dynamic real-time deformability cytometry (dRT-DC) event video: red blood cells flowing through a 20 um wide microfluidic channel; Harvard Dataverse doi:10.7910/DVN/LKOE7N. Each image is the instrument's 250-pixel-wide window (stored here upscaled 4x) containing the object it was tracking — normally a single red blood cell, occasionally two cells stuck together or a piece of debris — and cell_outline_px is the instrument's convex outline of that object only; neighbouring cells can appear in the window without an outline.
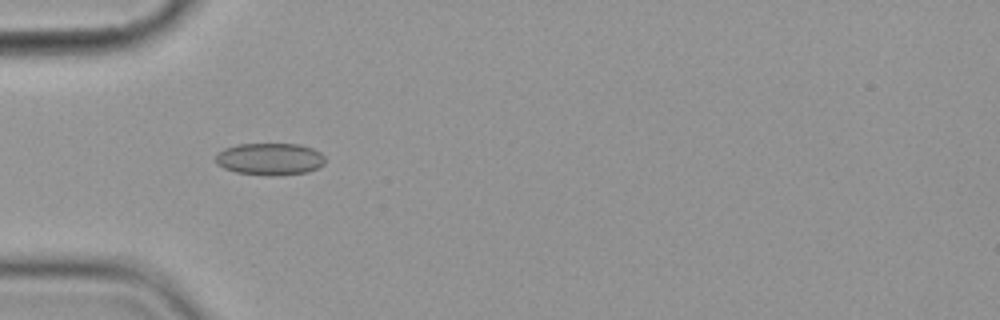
{"species": "common noctule bat (a hibernating species)", "species_latin": "Nyctalus noctula", "temperature_condition": "cold", "stored_images_in_passage": 6, "camera_frame_rate_fps": 3000, "um_per_image_px": 0.085, "animal": {"sex": "female", "body_mass_g": 19.9}, "frame": {"image": 1, "passage_image": 3, "time_ms": 2.333, "image_size_px": [1000, 320], "cell_outline_px": [[324, 164], [308, 172], [272, 176], [268, 176], [236, 172], [224, 168], [216, 164], [216, 156], [224, 148], [240, 144], [300, 144], [312, 148], [320, 152], [324, 156]], "centroid_in_image_um": [22.94, 13.52], "position_along_channel_um": 62.1, "area_um2": 20.46}}
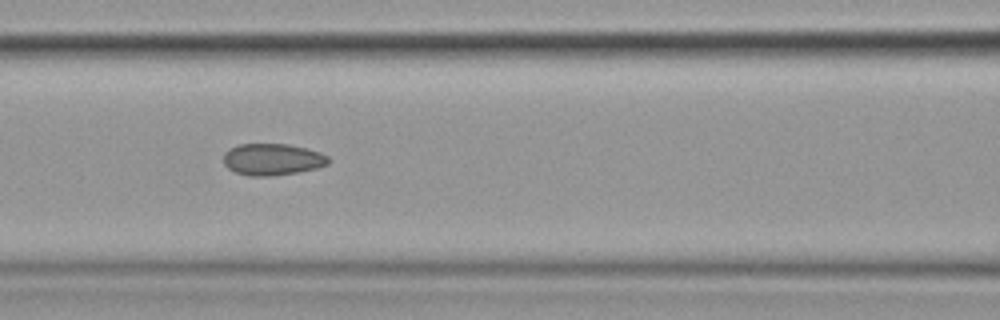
{"frame": {"image": 2, "passage_image": 5, "time_ms": 4.667, "image_size_px": [1000, 320], "cell_outline_px": [[332, 160], [328, 164], [316, 168], [300, 172], [272, 176], [248, 176], [236, 172], [228, 168], [224, 164], [224, 152], [228, 148], [240, 144], [288, 144], [320, 152], [328, 156]], "centroid_in_image_um": [23.16, 13.55], "position_along_channel_um": 143.4, "area_um2": 19.54}}
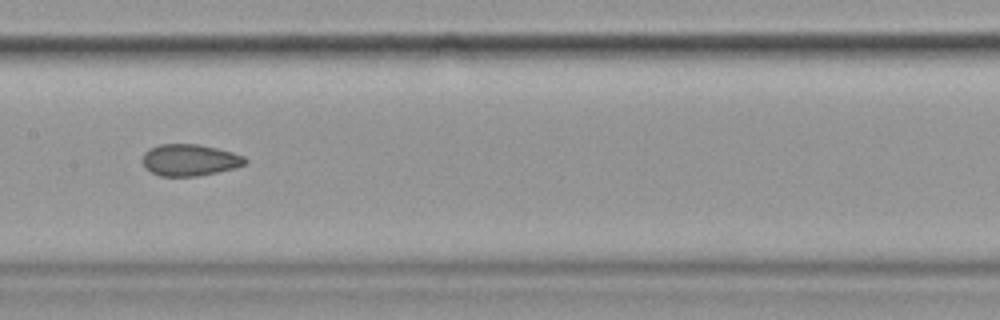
{"frame": {"image": 3, "passage_image": 6, "time_ms": 6.0, "image_size_px": [1000, 320], "cell_outline_px": [[248, 160], [244, 164], [236, 168], [196, 176], [160, 176], [152, 172], [140, 160], [144, 152], [148, 148], [160, 144], [200, 144], [232, 152], [244, 156]], "centroid_in_image_um": [16.11, 13.59], "position_along_channel_um": 191.3, "area_um2": 18.96}}